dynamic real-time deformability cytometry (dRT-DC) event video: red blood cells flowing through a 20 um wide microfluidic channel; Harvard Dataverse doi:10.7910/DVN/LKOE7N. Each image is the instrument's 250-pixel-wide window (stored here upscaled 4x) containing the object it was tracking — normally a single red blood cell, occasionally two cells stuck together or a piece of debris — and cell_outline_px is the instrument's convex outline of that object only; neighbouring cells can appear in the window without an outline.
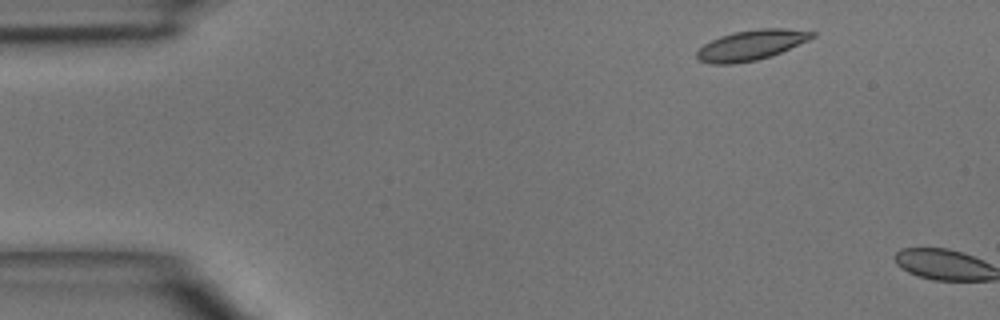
{"species": "common noctule bat (a hibernating species)", "species_latin": "Nyctalus noctula", "temperature_condition": "room temperature", "stored_images_in_passage": 2, "camera_frame_rate_fps": 3000, "um_per_image_px": 0.085, "animal": {"sex": "male", "body_mass_g": 15.6}, "frame": {"image": 1, "passage_image": 1, "time_ms": 0.0, "image_size_px": [1000, 320], "cell_outline_px": [[816, 36], [808, 40], [780, 52], [756, 60], [732, 64], [708, 64], [700, 60], [696, 56], [696, 52], [704, 44], [720, 36], [732, 32], [760, 28], [784, 28], [816, 32]], "centroid_in_image_um": [63.83, 3.82], "position_along_channel_um": 21.2, "area_um2": 20.11}}